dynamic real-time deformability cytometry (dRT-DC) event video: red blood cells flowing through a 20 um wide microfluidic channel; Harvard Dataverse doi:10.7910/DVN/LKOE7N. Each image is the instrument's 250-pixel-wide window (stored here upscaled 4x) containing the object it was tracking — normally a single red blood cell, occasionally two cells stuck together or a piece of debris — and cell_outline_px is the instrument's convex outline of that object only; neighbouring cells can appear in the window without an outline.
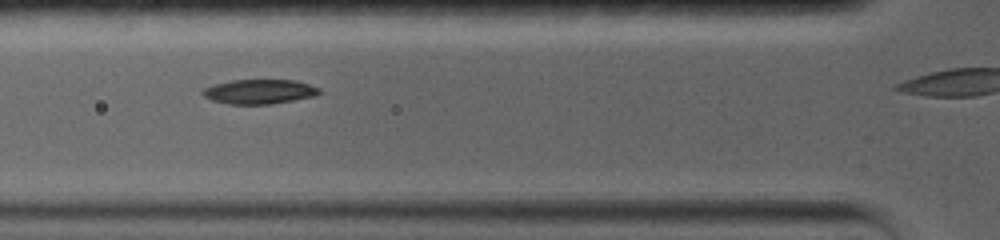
{"species": "common noctule bat (a hibernating species)", "species_latin": "Nyctalus noctula", "temperature_condition": "warm", "stored_images_in_passage": 14, "camera_frame_rate_fps": 5000, "um_per_image_px": 0.085, "animal": {"sex": "female", "body_mass_g": 19.0, "forearm_length_mm": 56.7}, "frame": {"image": 1, "passage_image": 3, "time_ms": 2.2, "image_size_px": [1000, 240], "cell_outline_px": [[320, 92], [316, 96], [268, 104], [228, 104], [212, 100], [204, 96], [200, 92], [204, 88], [212, 84], [232, 80], [296, 80], [320, 88]], "centroid_in_image_um": [22.02, 7.78], "position_along_channel_um": 103.8, "area_um2": 16.65}}
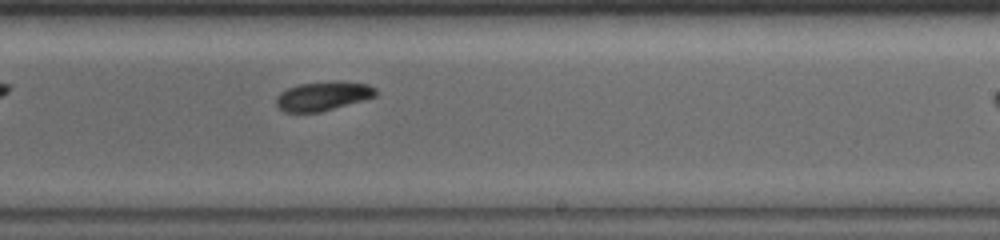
{"frame": {"image": 2, "passage_image": 8, "time_ms": 6.6, "image_size_px": [1000, 240], "cell_outline_px": [[376, 96], [320, 112], [284, 112], [276, 104], [276, 96], [280, 92], [288, 88], [300, 84], [336, 80], [368, 84], [376, 88]], "centroid_in_image_um": [27.44, 8.15], "position_along_channel_um": 261.6, "area_um2": 16.82}}
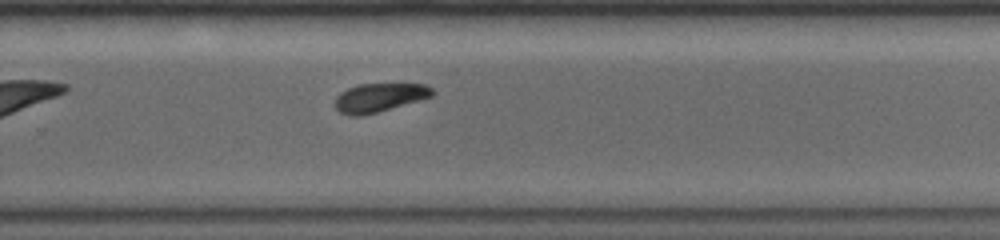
{"frame": {"image": 3, "passage_image": 10, "time_ms": 7.6, "image_size_px": [1000, 240], "cell_outline_px": [[436, 92], [432, 96], [420, 100], [376, 112], [360, 116], [348, 116], [340, 112], [336, 108], [336, 96], [340, 92], [348, 88], [360, 84], [424, 84], [432, 88]], "centroid_in_image_um": [32.24, 8.29], "position_along_channel_um": 297.6, "area_um2": 16.13}}